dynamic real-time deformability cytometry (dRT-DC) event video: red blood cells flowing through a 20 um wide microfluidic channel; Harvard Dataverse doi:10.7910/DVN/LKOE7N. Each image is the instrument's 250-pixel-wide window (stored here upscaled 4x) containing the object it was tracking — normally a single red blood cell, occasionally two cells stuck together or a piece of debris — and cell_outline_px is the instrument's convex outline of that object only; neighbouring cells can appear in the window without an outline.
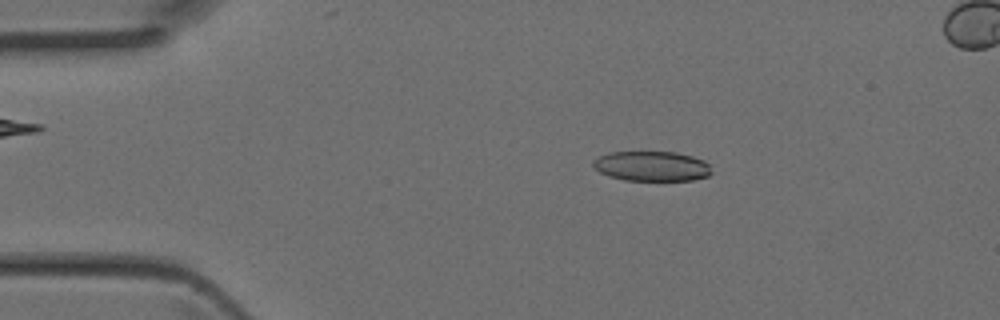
{"species": "Egyptian fruit bat (a non-hibernating species)", "species_latin": "Rousettus aegyptiacus", "temperature_condition": "room temperature", "stored_images_in_passage": 38, "camera_frame_rate_fps": 3000, "um_per_image_px": 0.085, "animal": {"sex": "female"}, "frame": {"image": 1, "passage_image": 3, "time_ms": 0.667, "image_size_px": [1000, 320], "cell_outline_px": [[712, 172], [708, 176], [692, 180], [624, 180], [608, 176], [592, 168], [592, 160], [608, 152], [676, 152], [692, 156], [704, 160], [708, 164]], "centroid_in_image_um": [55.37, 14.12], "position_along_channel_um": 29.6, "area_um2": 20.75}}
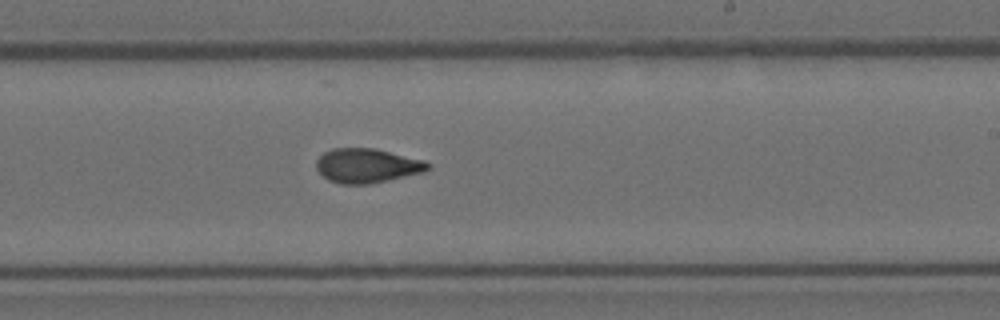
{"frame": {"image": 2, "passage_image": 21, "time_ms": 6.667, "image_size_px": [1000, 320], "cell_outline_px": [[432, 168], [424, 172], [388, 180], [368, 184], [340, 184], [328, 180], [316, 168], [316, 160], [324, 152], [332, 148], [372, 148], [424, 160], [432, 164]], "centroid_in_image_um": [31.21, 14.08], "position_along_channel_um": 257.8, "area_um2": 22.31}}
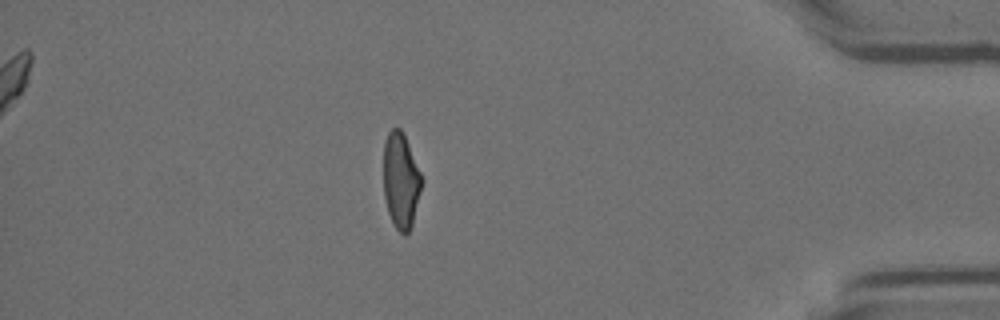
{"frame": {"image": 3, "passage_image": 33, "time_ms": 10.667, "image_size_px": [1000, 320], "cell_outline_px": [[424, 180], [412, 224], [408, 232], [404, 236], [396, 228], [388, 212], [384, 196], [384, 140], [388, 132], [392, 128], [400, 128], [408, 144]], "centroid_in_image_um": [34.08, 15.35], "position_along_channel_um": 401.1, "area_um2": 21.21}}